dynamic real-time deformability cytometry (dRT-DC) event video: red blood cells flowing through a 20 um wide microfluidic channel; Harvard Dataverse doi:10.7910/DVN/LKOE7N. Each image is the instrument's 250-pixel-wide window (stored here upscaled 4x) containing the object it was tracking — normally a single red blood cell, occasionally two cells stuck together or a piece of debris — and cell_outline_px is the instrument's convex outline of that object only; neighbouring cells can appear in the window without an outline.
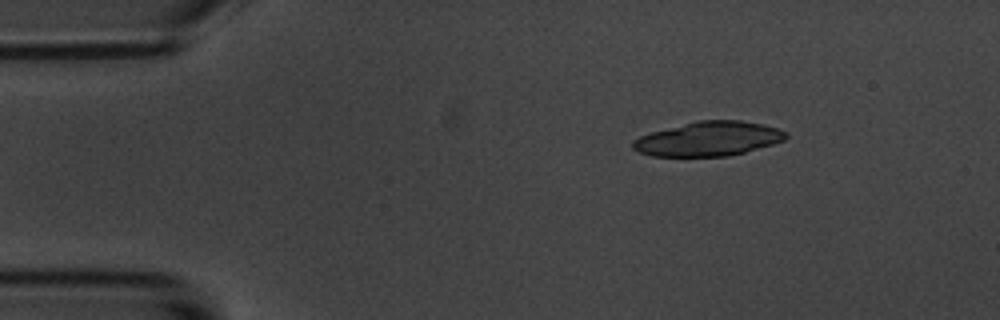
{"species": "common noctule bat (a hibernating species)", "species_latin": "Nyctalus noctula", "temperature_condition": "room temperature", "stored_images_in_passage": 9, "camera_frame_rate_fps": 3000, "um_per_image_px": 0.085, "animal": {"sex": "male", "body_mass_g": 20.1, "forearm_length_mm": 53.5}, "frame": {"image": 1, "passage_image": 2, "time_ms": 0.333, "image_size_px": [1000, 320], "cell_outline_px": [[788, 136], [784, 140], [772, 144], [744, 152], [728, 156], [652, 156], [640, 152], [632, 148], [632, 140], [640, 136], [652, 132], [696, 120], [740, 120], [764, 124], [788, 132]], "centroid_in_image_um": [60.22, 11.79], "position_along_channel_um": 24.8, "area_um2": 30.58}}